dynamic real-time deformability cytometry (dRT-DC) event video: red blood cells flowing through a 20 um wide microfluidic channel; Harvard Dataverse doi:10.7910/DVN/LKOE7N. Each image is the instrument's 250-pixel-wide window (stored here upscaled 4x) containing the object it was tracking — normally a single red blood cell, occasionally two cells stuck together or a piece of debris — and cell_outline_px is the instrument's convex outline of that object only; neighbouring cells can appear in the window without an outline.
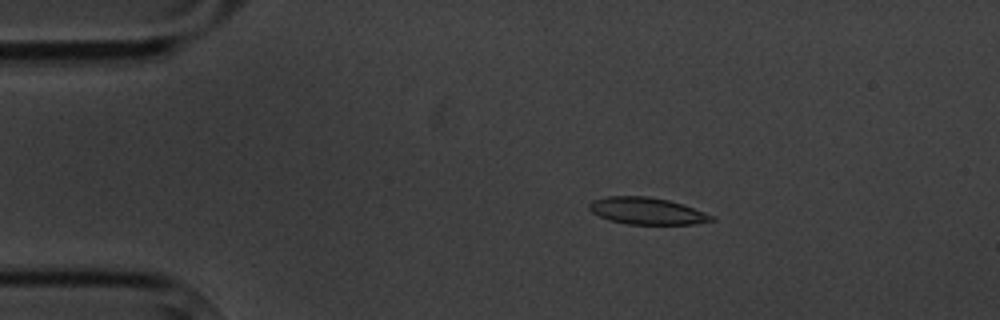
{"species": "common noctule bat (a hibernating species)", "species_latin": "Nyctalus noctula", "temperature_condition": "cold", "stored_images_in_passage": 5, "camera_frame_rate_fps": 3000, "um_per_image_px": 0.085, "animal": {"sex": "male", "body_mass_g": 20.1, "forearm_length_mm": 53.5}, "frame": {"image": 1, "passage_image": 2, "time_ms": 1.333, "image_size_px": [1000, 320], "cell_outline_px": [[716, 220], [696, 224], [628, 224], [608, 220], [592, 212], [588, 208], [588, 204], [592, 200], [608, 196], [648, 196], [668, 200], [704, 212], [712, 216]], "centroid_in_image_um": [54.94, 17.93], "position_along_channel_um": 30.1, "area_um2": 19.02}}
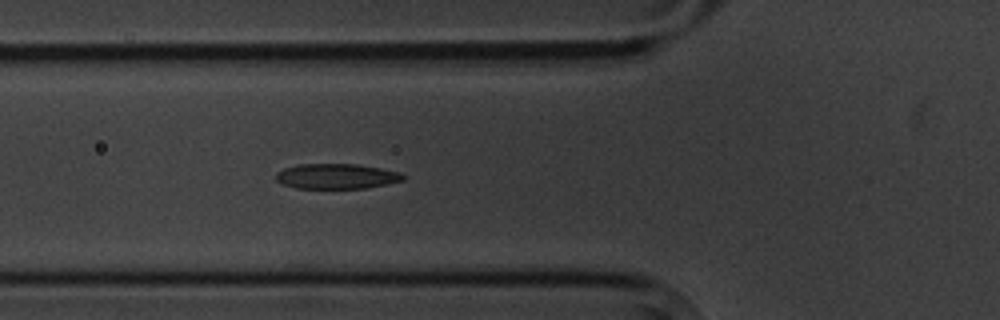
{"frame": {"image": 2, "passage_image": 5, "time_ms": 4.667, "image_size_px": [1000, 320], "cell_outline_px": [[404, 180], [364, 188], [296, 188], [280, 184], [276, 180], [276, 172], [284, 168], [300, 164], [356, 164], [380, 168], [400, 172], [404, 176]], "centroid_in_image_um": [28.55, 14.98], "position_along_channel_um": 97.2, "area_um2": 18.55}}